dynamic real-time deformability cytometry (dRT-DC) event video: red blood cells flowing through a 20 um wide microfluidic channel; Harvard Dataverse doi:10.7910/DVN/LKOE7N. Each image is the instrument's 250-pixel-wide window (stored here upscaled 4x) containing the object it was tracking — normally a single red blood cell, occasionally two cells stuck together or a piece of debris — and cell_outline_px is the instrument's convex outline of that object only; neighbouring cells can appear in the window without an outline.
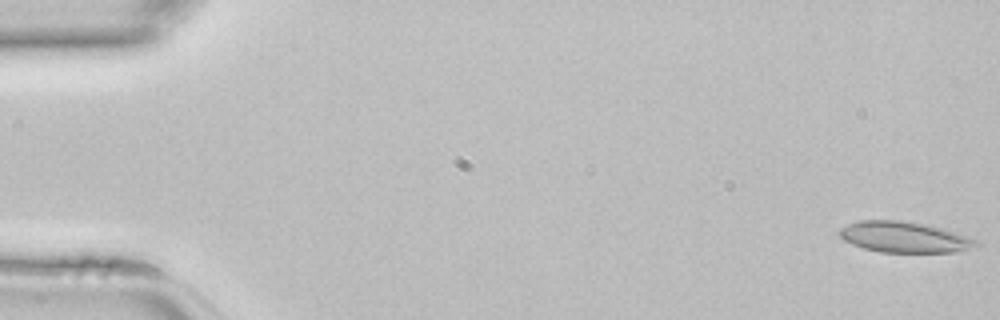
{"species": "common noctule bat (a hibernating species)", "species_latin": "Nyctalus noctula", "temperature_condition": "room temperature", "stored_images_in_passage": 45, "camera_frame_rate_fps": 3000, "um_per_image_px": 0.085, "animal": {"sex": "female", "body_mass_g": 22.7, "forearm_length_mm": 54.2}, "frame": {"image": 1, "passage_image": 1, "time_ms": 0.0, "image_size_px": [1000, 320], "cell_outline_px": [[980, 244], [956, 252], [880, 252], [864, 248], [852, 244], [844, 240], [836, 232], [840, 228], [848, 224], [860, 220], [900, 220], [924, 224], [940, 228], [980, 240]], "centroid_in_image_um": [76.83, 20.15], "position_along_channel_um": 8.2, "area_um2": 24.45}}
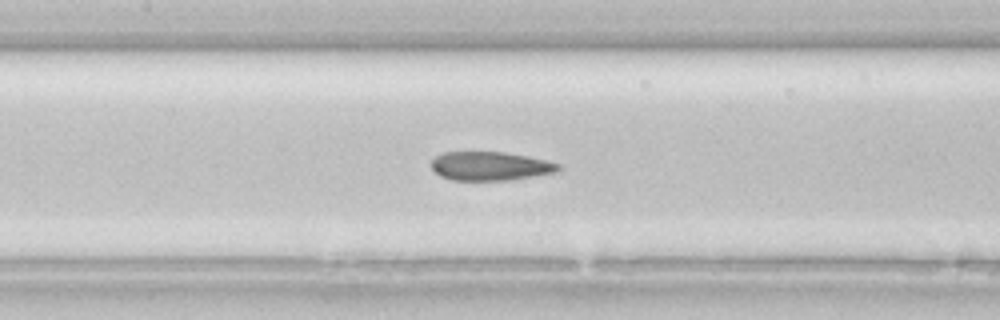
{"frame": {"image": 2, "passage_image": 21, "time_ms": 6.667, "image_size_px": [1000, 320], "cell_outline_px": [[560, 168], [556, 172], [508, 180], [452, 180], [440, 176], [432, 168], [432, 160], [436, 156], [444, 152], [504, 152], [528, 156], [560, 164]], "centroid_in_image_um": [41.65, 14.11], "position_along_channel_um": 165.7, "area_um2": 21.1}}
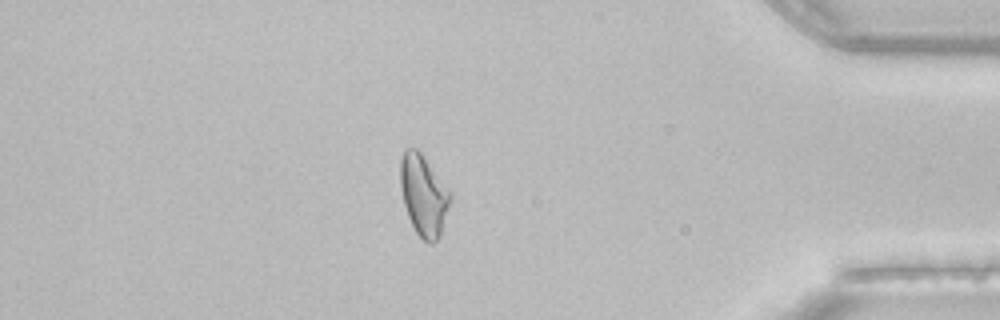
{"frame": {"image": 3, "passage_image": 39, "time_ms": 12.667, "image_size_px": [1000, 320], "cell_outline_px": [[452, 200], [440, 236], [432, 244], [428, 244], [416, 232], [408, 216], [404, 204], [400, 188], [400, 160], [404, 148], [416, 148], [420, 152], [452, 192]], "centroid_in_image_um": [36.02, 16.59], "position_along_channel_um": 399.2, "area_um2": 23.76}}